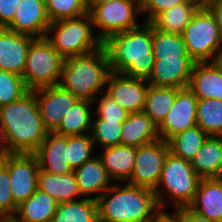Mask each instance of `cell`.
I'll return each instance as SVG.
<instances>
[{
	"mask_svg": "<svg viewBox=\"0 0 222 222\" xmlns=\"http://www.w3.org/2000/svg\"><path fill=\"white\" fill-rule=\"evenodd\" d=\"M169 151V144L163 139L137 147L134 169L125 183L155 190Z\"/></svg>",
	"mask_w": 222,
	"mask_h": 222,
	"instance_id": "obj_10",
	"label": "cell"
},
{
	"mask_svg": "<svg viewBox=\"0 0 222 222\" xmlns=\"http://www.w3.org/2000/svg\"><path fill=\"white\" fill-rule=\"evenodd\" d=\"M97 104V109H94V114L99 119L112 121H125L128 116V111L120 107L110 96L105 92Z\"/></svg>",
	"mask_w": 222,
	"mask_h": 222,
	"instance_id": "obj_39",
	"label": "cell"
},
{
	"mask_svg": "<svg viewBox=\"0 0 222 222\" xmlns=\"http://www.w3.org/2000/svg\"><path fill=\"white\" fill-rule=\"evenodd\" d=\"M51 222H99L97 202L82 198L59 203Z\"/></svg>",
	"mask_w": 222,
	"mask_h": 222,
	"instance_id": "obj_30",
	"label": "cell"
},
{
	"mask_svg": "<svg viewBox=\"0 0 222 222\" xmlns=\"http://www.w3.org/2000/svg\"><path fill=\"white\" fill-rule=\"evenodd\" d=\"M10 185L8 167L0 163V218L13 217L17 211Z\"/></svg>",
	"mask_w": 222,
	"mask_h": 222,
	"instance_id": "obj_38",
	"label": "cell"
},
{
	"mask_svg": "<svg viewBox=\"0 0 222 222\" xmlns=\"http://www.w3.org/2000/svg\"><path fill=\"white\" fill-rule=\"evenodd\" d=\"M39 169L51 174H66L73 169L68 161L67 136L48 132L37 150L33 153Z\"/></svg>",
	"mask_w": 222,
	"mask_h": 222,
	"instance_id": "obj_18",
	"label": "cell"
},
{
	"mask_svg": "<svg viewBox=\"0 0 222 222\" xmlns=\"http://www.w3.org/2000/svg\"><path fill=\"white\" fill-rule=\"evenodd\" d=\"M179 88L150 85L147 91L143 112L159 126L175 102Z\"/></svg>",
	"mask_w": 222,
	"mask_h": 222,
	"instance_id": "obj_29",
	"label": "cell"
},
{
	"mask_svg": "<svg viewBox=\"0 0 222 222\" xmlns=\"http://www.w3.org/2000/svg\"><path fill=\"white\" fill-rule=\"evenodd\" d=\"M200 180L191 161L184 160L169 151L163 164L160 181L154 190L160 207L165 208L167 204L174 206V209L188 207L195 197ZM163 193L171 197L169 203Z\"/></svg>",
	"mask_w": 222,
	"mask_h": 222,
	"instance_id": "obj_6",
	"label": "cell"
},
{
	"mask_svg": "<svg viewBox=\"0 0 222 222\" xmlns=\"http://www.w3.org/2000/svg\"><path fill=\"white\" fill-rule=\"evenodd\" d=\"M151 222H182V208H175L173 214L165 212V208L160 207L150 219Z\"/></svg>",
	"mask_w": 222,
	"mask_h": 222,
	"instance_id": "obj_42",
	"label": "cell"
},
{
	"mask_svg": "<svg viewBox=\"0 0 222 222\" xmlns=\"http://www.w3.org/2000/svg\"><path fill=\"white\" fill-rule=\"evenodd\" d=\"M115 0H87V7L88 10L90 11L94 6L106 3V2H111Z\"/></svg>",
	"mask_w": 222,
	"mask_h": 222,
	"instance_id": "obj_46",
	"label": "cell"
},
{
	"mask_svg": "<svg viewBox=\"0 0 222 222\" xmlns=\"http://www.w3.org/2000/svg\"><path fill=\"white\" fill-rule=\"evenodd\" d=\"M21 0H0V28H6L13 20Z\"/></svg>",
	"mask_w": 222,
	"mask_h": 222,
	"instance_id": "obj_41",
	"label": "cell"
},
{
	"mask_svg": "<svg viewBox=\"0 0 222 222\" xmlns=\"http://www.w3.org/2000/svg\"><path fill=\"white\" fill-rule=\"evenodd\" d=\"M158 139V126L148 115L143 111L128 113L121 129V145L140 147Z\"/></svg>",
	"mask_w": 222,
	"mask_h": 222,
	"instance_id": "obj_22",
	"label": "cell"
},
{
	"mask_svg": "<svg viewBox=\"0 0 222 222\" xmlns=\"http://www.w3.org/2000/svg\"><path fill=\"white\" fill-rule=\"evenodd\" d=\"M105 86V93L128 112L143 111L150 84L147 79L125 76L111 72Z\"/></svg>",
	"mask_w": 222,
	"mask_h": 222,
	"instance_id": "obj_13",
	"label": "cell"
},
{
	"mask_svg": "<svg viewBox=\"0 0 222 222\" xmlns=\"http://www.w3.org/2000/svg\"><path fill=\"white\" fill-rule=\"evenodd\" d=\"M28 91L22 76L0 69V107L19 100Z\"/></svg>",
	"mask_w": 222,
	"mask_h": 222,
	"instance_id": "obj_37",
	"label": "cell"
},
{
	"mask_svg": "<svg viewBox=\"0 0 222 222\" xmlns=\"http://www.w3.org/2000/svg\"><path fill=\"white\" fill-rule=\"evenodd\" d=\"M91 134L67 136L68 161L74 170L95 157Z\"/></svg>",
	"mask_w": 222,
	"mask_h": 222,
	"instance_id": "obj_36",
	"label": "cell"
},
{
	"mask_svg": "<svg viewBox=\"0 0 222 222\" xmlns=\"http://www.w3.org/2000/svg\"><path fill=\"white\" fill-rule=\"evenodd\" d=\"M50 24L44 0H21L13 20L6 28L34 38H45Z\"/></svg>",
	"mask_w": 222,
	"mask_h": 222,
	"instance_id": "obj_16",
	"label": "cell"
},
{
	"mask_svg": "<svg viewBox=\"0 0 222 222\" xmlns=\"http://www.w3.org/2000/svg\"><path fill=\"white\" fill-rule=\"evenodd\" d=\"M11 153L8 151L5 138L3 135V130L0 128V163L10 155Z\"/></svg>",
	"mask_w": 222,
	"mask_h": 222,
	"instance_id": "obj_45",
	"label": "cell"
},
{
	"mask_svg": "<svg viewBox=\"0 0 222 222\" xmlns=\"http://www.w3.org/2000/svg\"><path fill=\"white\" fill-rule=\"evenodd\" d=\"M50 22L78 18L89 13L87 0H44Z\"/></svg>",
	"mask_w": 222,
	"mask_h": 222,
	"instance_id": "obj_34",
	"label": "cell"
},
{
	"mask_svg": "<svg viewBox=\"0 0 222 222\" xmlns=\"http://www.w3.org/2000/svg\"><path fill=\"white\" fill-rule=\"evenodd\" d=\"M142 13L141 0H115L94 6L90 11L96 34L104 41L110 35L139 27L137 15Z\"/></svg>",
	"mask_w": 222,
	"mask_h": 222,
	"instance_id": "obj_9",
	"label": "cell"
},
{
	"mask_svg": "<svg viewBox=\"0 0 222 222\" xmlns=\"http://www.w3.org/2000/svg\"><path fill=\"white\" fill-rule=\"evenodd\" d=\"M112 72L128 77L148 79L152 73L153 25H142L128 31L110 35L102 42Z\"/></svg>",
	"mask_w": 222,
	"mask_h": 222,
	"instance_id": "obj_1",
	"label": "cell"
},
{
	"mask_svg": "<svg viewBox=\"0 0 222 222\" xmlns=\"http://www.w3.org/2000/svg\"><path fill=\"white\" fill-rule=\"evenodd\" d=\"M181 35L195 63L216 62L222 58V35L207 7L197 10Z\"/></svg>",
	"mask_w": 222,
	"mask_h": 222,
	"instance_id": "obj_7",
	"label": "cell"
},
{
	"mask_svg": "<svg viewBox=\"0 0 222 222\" xmlns=\"http://www.w3.org/2000/svg\"><path fill=\"white\" fill-rule=\"evenodd\" d=\"M93 27L89 13L78 18L61 19L51 22L45 39L63 58L82 56L102 48L103 41L93 33Z\"/></svg>",
	"mask_w": 222,
	"mask_h": 222,
	"instance_id": "obj_5",
	"label": "cell"
},
{
	"mask_svg": "<svg viewBox=\"0 0 222 222\" xmlns=\"http://www.w3.org/2000/svg\"><path fill=\"white\" fill-rule=\"evenodd\" d=\"M188 88L198 99L222 100V62L195 63Z\"/></svg>",
	"mask_w": 222,
	"mask_h": 222,
	"instance_id": "obj_19",
	"label": "cell"
},
{
	"mask_svg": "<svg viewBox=\"0 0 222 222\" xmlns=\"http://www.w3.org/2000/svg\"><path fill=\"white\" fill-rule=\"evenodd\" d=\"M188 208L202 217L222 222V180L220 178L201 179Z\"/></svg>",
	"mask_w": 222,
	"mask_h": 222,
	"instance_id": "obj_21",
	"label": "cell"
},
{
	"mask_svg": "<svg viewBox=\"0 0 222 222\" xmlns=\"http://www.w3.org/2000/svg\"><path fill=\"white\" fill-rule=\"evenodd\" d=\"M123 122L94 118L90 133L94 144L103 148L119 145Z\"/></svg>",
	"mask_w": 222,
	"mask_h": 222,
	"instance_id": "obj_35",
	"label": "cell"
},
{
	"mask_svg": "<svg viewBox=\"0 0 222 222\" xmlns=\"http://www.w3.org/2000/svg\"><path fill=\"white\" fill-rule=\"evenodd\" d=\"M36 38L0 28V69L22 76L28 49Z\"/></svg>",
	"mask_w": 222,
	"mask_h": 222,
	"instance_id": "obj_17",
	"label": "cell"
},
{
	"mask_svg": "<svg viewBox=\"0 0 222 222\" xmlns=\"http://www.w3.org/2000/svg\"><path fill=\"white\" fill-rule=\"evenodd\" d=\"M63 59L45 38H36L28 49L22 74L27 89L58 85Z\"/></svg>",
	"mask_w": 222,
	"mask_h": 222,
	"instance_id": "obj_8",
	"label": "cell"
},
{
	"mask_svg": "<svg viewBox=\"0 0 222 222\" xmlns=\"http://www.w3.org/2000/svg\"><path fill=\"white\" fill-rule=\"evenodd\" d=\"M104 48L82 56L63 59L58 85L72 92L78 99L97 101V93L106 86L111 73Z\"/></svg>",
	"mask_w": 222,
	"mask_h": 222,
	"instance_id": "obj_4",
	"label": "cell"
},
{
	"mask_svg": "<svg viewBox=\"0 0 222 222\" xmlns=\"http://www.w3.org/2000/svg\"><path fill=\"white\" fill-rule=\"evenodd\" d=\"M215 16L219 32L222 35V0H216L207 7Z\"/></svg>",
	"mask_w": 222,
	"mask_h": 222,
	"instance_id": "obj_44",
	"label": "cell"
},
{
	"mask_svg": "<svg viewBox=\"0 0 222 222\" xmlns=\"http://www.w3.org/2000/svg\"><path fill=\"white\" fill-rule=\"evenodd\" d=\"M196 125L209 136H222V100L199 99Z\"/></svg>",
	"mask_w": 222,
	"mask_h": 222,
	"instance_id": "obj_32",
	"label": "cell"
},
{
	"mask_svg": "<svg viewBox=\"0 0 222 222\" xmlns=\"http://www.w3.org/2000/svg\"><path fill=\"white\" fill-rule=\"evenodd\" d=\"M96 202L99 222H146L160 208L154 190L127 183L110 186Z\"/></svg>",
	"mask_w": 222,
	"mask_h": 222,
	"instance_id": "obj_3",
	"label": "cell"
},
{
	"mask_svg": "<svg viewBox=\"0 0 222 222\" xmlns=\"http://www.w3.org/2000/svg\"><path fill=\"white\" fill-rule=\"evenodd\" d=\"M180 3H197L196 0H141L143 22H151L158 14Z\"/></svg>",
	"mask_w": 222,
	"mask_h": 222,
	"instance_id": "obj_40",
	"label": "cell"
},
{
	"mask_svg": "<svg viewBox=\"0 0 222 222\" xmlns=\"http://www.w3.org/2000/svg\"><path fill=\"white\" fill-rule=\"evenodd\" d=\"M37 186L39 190L52 196L58 203L84 198L79 191L73 171L56 175L39 170ZM78 196H81V198L78 199Z\"/></svg>",
	"mask_w": 222,
	"mask_h": 222,
	"instance_id": "obj_24",
	"label": "cell"
},
{
	"mask_svg": "<svg viewBox=\"0 0 222 222\" xmlns=\"http://www.w3.org/2000/svg\"><path fill=\"white\" fill-rule=\"evenodd\" d=\"M0 128L10 153L33 154L46 138L34 91L0 107Z\"/></svg>",
	"mask_w": 222,
	"mask_h": 222,
	"instance_id": "obj_2",
	"label": "cell"
},
{
	"mask_svg": "<svg viewBox=\"0 0 222 222\" xmlns=\"http://www.w3.org/2000/svg\"><path fill=\"white\" fill-rule=\"evenodd\" d=\"M3 163L8 167L14 203L19 206L38 189L37 158L34 154L11 153Z\"/></svg>",
	"mask_w": 222,
	"mask_h": 222,
	"instance_id": "obj_11",
	"label": "cell"
},
{
	"mask_svg": "<svg viewBox=\"0 0 222 222\" xmlns=\"http://www.w3.org/2000/svg\"><path fill=\"white\" fill-rule=\"evenodd\" d=\"M58 204L52 196L37 189L17 207L13 217L18 222H51Z\"/></svg>",
	"mask_w": 222,
	"mask_h": 222,
	"instance_id": "obj_26",
	"label": "cell"
},
{
	"mask_svg": "<svg viewBox=\"0 0 222 222\" xmlns=\"http://www.w3.org/2000/svg\"><path fill=\"white\" fill-rule=\"evenodd\" d=\"M194 64L190 56L155 59L147 82L158 87L186 88L189 85Z\"/></svg>",
	"mask_w": 222,
	"mask_h": 222,
	"instance_id": "obj_15",
	"label": "cell"
},
{
	"mask_svg": "<svg viewBox=\"0 0 222 222\" xmlns=\"http://www.w3.org/2000/svg\"><path fill=\"white\" fill-rule=\"evenodd\" d=\"M191 165L201 179L219 178L222 175V136H209Z\"/></svg>",
	"mask_w": 222,
	"mask_h": 222,
	"instance_id": "obj_25",
	"label": "cell"
},
{
	"mask_svg": "<svg viewBox=\"0 0 222 222\" xmlns=\"http://www.w3.org/2000/svg\"><path fill=\"white\" fill-rule=\"evenodd\" d=\"M0 222H18L14 217L0 218Z\"/></svg>",
	"mask_w": 222,
	"mask_h": 222,
	"instance_id": "obj_48",
	"label": "cell"
},
{
	"mask_svg": "<svg viewBox=\"0 0 222 222\" xmlns=\"http://www.w3.org/2000/svg\"><path fill=\"white\" fill-rule=\"evenodd\" d=\"M198 101L188 87L179 89L172 108L158 126L160 139L168 142L176 134L195 126Z\"/></svg>",
	"mask_w": 222,
	"mask_h": 222,
	"instance_id": "obj_12",
	"label": "cell"
},
{
	"mask_svg": "<svg viewBox=\"0 0 222 222\" xmlns=\"http://www.w3.org/2000/svg\"><path fill=\"white\" fill-rule=\"evenodd\" d=\"M182 222H216L202 217L191 211L188 207L182 208Z\"/></svg>",
	"mask_w": 222,
	"mask_h": 222,
	"instance_id": "obj_43",
	"label": "cell"
},
{
	"mask_svg": "<svg viewBox=\"0 0 222 222\" xmlns=\"http://www.w3.org/2000/svg\"><path fill=\"white\" fill-rule=\"evenodd\" d=\"M153 55L155 59L189 56L182 35L163 32L153 26Z\"/></svg>",
	"mask_w": 222,
	"mask_h": 222,
	"instance_id": "obj_33",
	"label": "cell"
},
{
	"mask_svg": "<svg viewBox=\"0 0 222 222\" xmlns=\"http://www.w3.org/2000/svg\"><path fill=\"white\" fill-rule=\"evenodd\" d=\"M199 8L198 3H180L158 14L150 23L160 31L181 35Z\"/></svg>",
	"mask_w": 222,
	"mask_h": 222,
	"instance_id": "obj_28",
	"label": "cell"
},
{
	"mask_svg": "<svg viewBox=\"0 0 222 222\" xmlns=\"http://www.w3.org/2000/svg\"><path fill=\"white\" fill-rule=\"evenodd\" d=\"M200 7H208L211 3L215 2L216 0H196Z\"/></svg>",
	"mask_w": 222,
	"mask_h": 222,
	"instance_id": "obj_47",
	"label": "cell"
},
{
	"mask_svg": "<svg viewBox=\"0 0 222 222\" xmlns=\"http://www.w3.org/2000/svg\"><path fill=\"white\" fill-rule=\"evenodd\" d=\"M208 137L209 135L205 131L195 125L176 134L168 141L170 152L184 160L191 161Z\"/></svg>",
	"mask_w": 222,
	"mask_h": 222,
	"instance_id": "obj_31",
	"label": "cell"
},
{
	"mask_svg": "<svg viewBox=\"0 0 222 222\" xmlns=\"http://www.w3.org/2000/svg\"><path fill=\"white\" fill-rule=\"evenodd\" d=\"M73 172L79 191L84 198L96 200L113 185L111 184L113 183L112 179L97 155L80 167L75 168Z\"/></svg>",
	"mask_w": 222,
	"mask_h": 222,
	"instance_id": "obj_20",
	"label": "cell"
},
{
	"mask_svg": "<svg viewBox=\"0 0 222 222\" xmlns=\"http://www.w3.org/2000/svg\"><path fill=\"white\" fill-rule=\"evenodd\" d=\"M45 129L53 132L78 98L70 91L53 85L33 90Z\"/></svg>",
	"mask_w": 222,
	"mask_h": 222,
	"instance_id": "obj_14",
	"label": "cell"
},
{
	"mask_svg": "<svg viewBox=\"0 0 222 222\" xmlns=\"http://www.w3.org/2000/svg\"><path fill=\"white\" fill-rule=\"evenodd\" d=\"M102 149L98 157L112 181H127L134 169L137 147L119 144Z\"/></svg>",
	"mask_w": 222,
	"mask_h": 222,
	"instance_id": "obj_23",
	"label": "cell"
},
{
	"mask_svg": "<svg viewBox=\"0 0 222 222\" xmlns=\"http://www.w3.org/2000/svg\"><path fill=\"white\" fill-rule=\"evenodd\" d=\"M92 104L93 102L90 100L78 99L64 114L60 125L53 132L61 136L90 134L93 123L92 117L94 116L90 109Z\"/></svg>",
	"mask_w": 222,
	"mask_h": 222,
	"instance_id": "obj_27",
	"label": "cell"
}]
</instances>
